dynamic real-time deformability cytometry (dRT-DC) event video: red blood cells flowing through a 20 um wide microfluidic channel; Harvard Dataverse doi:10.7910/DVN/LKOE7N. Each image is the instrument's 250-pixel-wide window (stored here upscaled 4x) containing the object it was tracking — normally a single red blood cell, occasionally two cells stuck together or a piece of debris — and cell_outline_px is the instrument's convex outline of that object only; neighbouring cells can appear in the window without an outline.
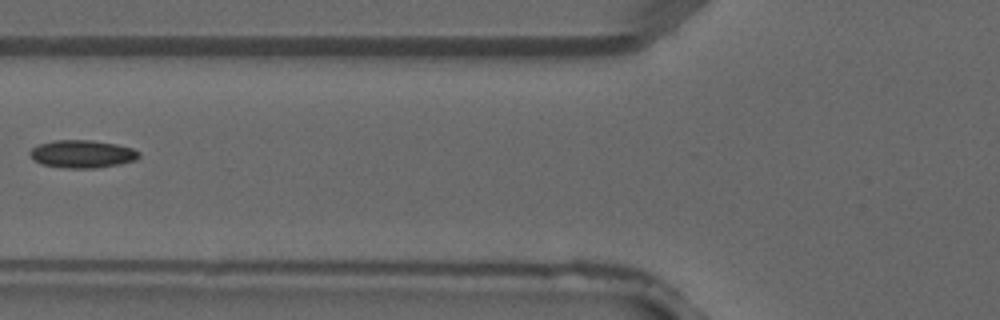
{"species": "common noctule bat (a hibernating species)", "species_latin": "Nyctalus noctula", "temperature_condition": "warm", "stored_images_in_passage": 5, "camera_frame_rate_fps": 3000, "um_per_image_px": 0.085, "animal": {"sex": "male", "forearm_length_mm": 52.5}, "frame": {"image": 1, "passage_image": 5, "time_ms": 1.333, "image_size_px": [1000, 320], "cell_outline_px": [[140, 156], [136, 160], [96, 168], [68, 168], [40, 164], [32, 160], [28, 152], [32, 148], [40, 144], [56, 140], [92, 140], [116, 144], [132, 148], [140, 152]], "centroid_in_image_um": [6.97, 13.09], "position_along_channel_um": 118.8, "area_um2": 17.63}}